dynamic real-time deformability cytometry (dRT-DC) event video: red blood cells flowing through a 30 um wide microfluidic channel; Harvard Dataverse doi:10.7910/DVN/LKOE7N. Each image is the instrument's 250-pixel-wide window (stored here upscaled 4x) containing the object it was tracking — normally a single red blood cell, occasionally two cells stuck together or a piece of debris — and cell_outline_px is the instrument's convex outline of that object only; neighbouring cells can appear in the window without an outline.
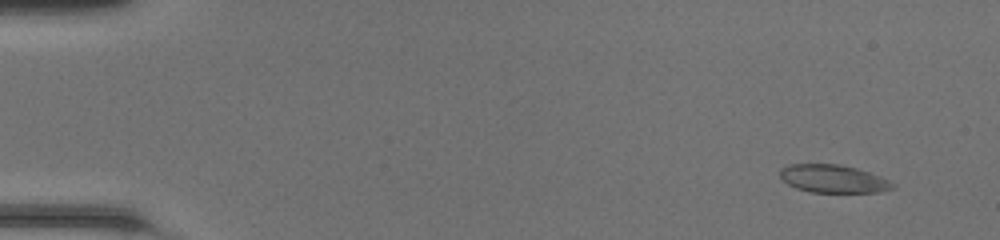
{"species": "common noctule bat (a hibernating species)", "species_latin": "Nyctalus noctula", "temperature_condition": "room temperature", "stored_images_in_passage": 49, "camera_frame_rate_fps": 3000, "um_per_image_px": 0.085, "animal": {"sex": "female", "body_mass_g": 20.0, "forearm_length_mm": 54.0}, "frame": {"image": 1, "passage_image": 4, "time_ms": 1.0, "image_size_px": [1000, 240], "cell_outline_px": [[896, 188], [880, 192], [812, 192], [796, 188], [780, 180], [780, 168], [788, 164], [840, 164], [856, 168], [880, 176], [896, 184]], "centroid_in_image_um": [70.81, 15.19], "position_along_channel_um": 14.2, "area_um2": 18.5}}
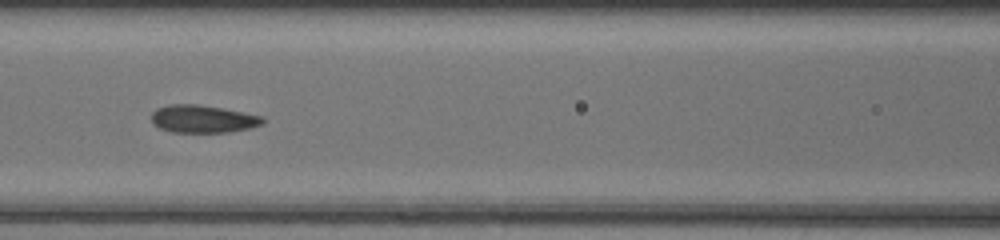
{"frame": {"image": 2, "passage_image": 23, "time_ms": 7.333, "image_size_px": [1000, 240], "cell_outline_px": [[264, 124], [252, 128], [228, 132], [172, 132], [160, 128], [152, 124], [152, 112], [156, 108], [168, 104], [196, 104], [220, 108], [264, 116]], "centroid_in_image_um": [17.24, 10.11], "position_along_channel_um": 149.4, "area_um2": 18.03}}
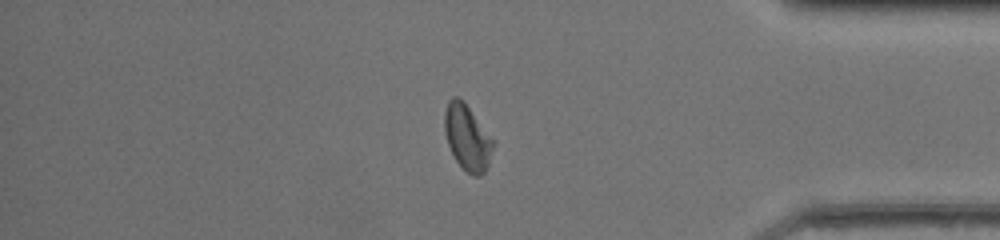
{"frame": {"image": 3, "passage_image": 42, "time_ms": 13.667, "image_size_px": [1000, 240], "cell_outline_px": [[496, 140], [488, 164], [484, 172], [480, 176], [472, 176], [456, 160], [448, 144], [444, 132], [444, 112], [448, 100], [452, 96], [456, 96], [464, 100]], "centroid_in_image_um": [39.74, 11.63], "position_along_channel_um": 395.5, "area_um2": 18.96}, "authors_computed_cell_mechanics": {"area_um2": 18.0914, "velocity_mm_per_s": 4.2844, "shape_relaxation_time_tau1_ms": 3.863, "shape_relaxation_time_tau2_ms": 1.5664, "deformation_change_tau1": 0.1263, "deformation_change_tau2": 0.0779}}